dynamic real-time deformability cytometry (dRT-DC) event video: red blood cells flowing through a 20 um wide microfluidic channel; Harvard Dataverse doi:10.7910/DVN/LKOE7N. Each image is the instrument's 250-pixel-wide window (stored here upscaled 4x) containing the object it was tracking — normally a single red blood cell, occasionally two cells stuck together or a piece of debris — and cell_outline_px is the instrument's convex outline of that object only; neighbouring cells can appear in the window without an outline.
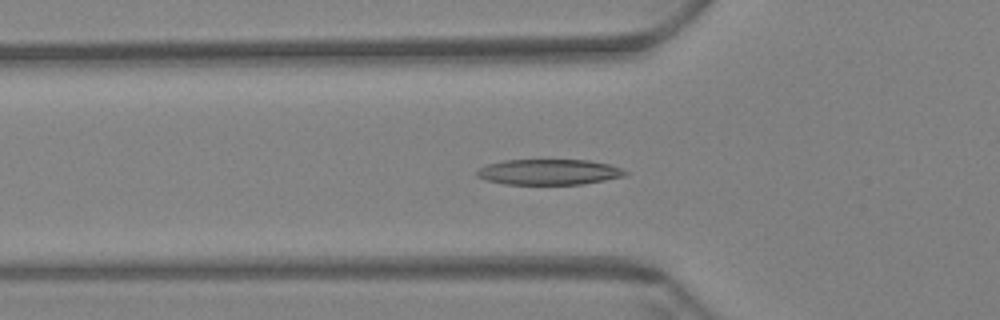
{"species": "Egyptian fruit bat (a non-hibernating species)", "species_latin": "Rousettus aegyptiacus", "temperature_condition": "warm", "stored_images_in_passage": 24, "camera_frame_rate_fps": 3000, "um_per_image_px": 0.085, "animal": {"sex": "female"}, "frame": {"image": 1, "passage_image": 21, "time_ms": 6.667, "image_size_px": [1000, 320], "cell_outline_px": [[628, 172], [624, 176], [604, 180], [580, 184], [504, 184], [484, 180], [476, 176], [476, 172], [480, 168], [488, 164], [504, 160], [588, 160], [608, 164], [620, 168]], "centroid_in_image_um": [46.62, 14.62], "position_along_channel_um": 79.2, "area_um2": 21.96}}
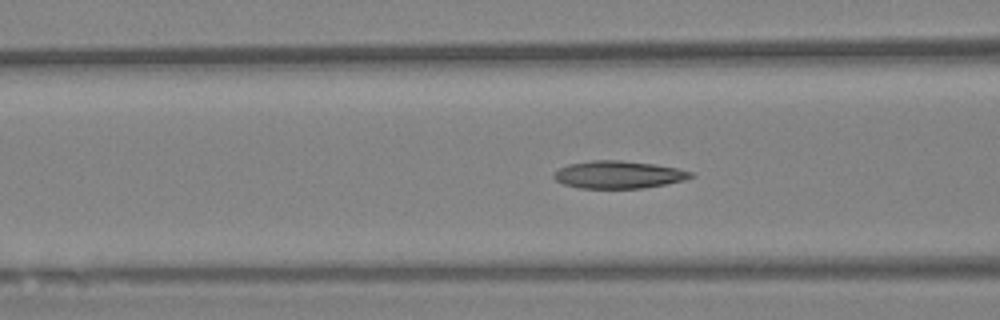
{"frame": {"image": 2, "passage_image": 24, "time_ms": 7.667, "image_size_px": [1000, 320], "cell_outline_px": [[696, 176], [684, 180], [644, 188], [580, 188], [564, 184], [556, 180], [552, 176], [560, 168], [568, 164], [592, 160], [620, 160], [652, 164], [676, 168], [692, 172]], "centroid_in_image_um": [52.57, 14.84], "position_along_channel_um": 114.0, "area_um2": 21.79}}